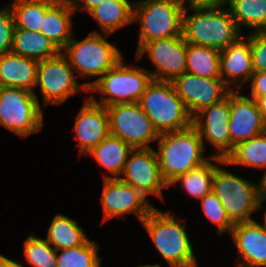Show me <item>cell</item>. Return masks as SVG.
<instances>
[{
    "label": "cell",
    "mask_w": 266,
    "mask_h": 267,
    "mask_svg": "<svg viewBox=\"0 0 266 267\" xmlns=\"http://www.w3.org/2000/svg\"><path fill=\"white\" fill-rule=\"evenodd\" d=\"M156 152L160 173L164 182L171 186L179 176L208 161L206 149L195 126L160 134Z\"/></svg>",
    "instance_id": "obj_1"
},
{
    "label": "cell",
    "mask_w": 266,
    "mask_h": 267,
    "mask_svg": "<svg viewBox=\"0 0 266 267\" xmlns=\"http://www.w3.org/2000/svg\"><path fill=\"white\" fill-rule=\"evenodd\" d=\"M190 9L192 15L188 16V8L183 13L182 35L187 43L221 51L242 36L230 9L225 5Z\"/></svg>",
    "instance_id": "obj_2"
},
{
    "label": "cell",
    "mask_w": 266,
    "mask_h": 267,
    "mask_svg": "<svg viewBox=\"0 0 266 267\" xmlns=\"http://www.w3.org/2000/svg\"><path fill=\"white\" fill-rule=\"evenodd\" d=\"M141 224L170 267H181L197 261L185 223L169 210L163 212L154 207Z\"/></svg>",
    "instance_id": "obj_3"
},
{
    "label": "cell",
    "mask_w": 266,
    "mask_h": 267,
    "mask_svg": "<svg viewBox=\"0 0 266 267\" xmlns=\"http://www.w3.org/2000/svg\"><path fill=\"white\" fill-rule=\"evenodd\" d=\"M138 103L159 134L193 124V117L172 82L152 79Z\"/></svg>",
    "instance_id": "obj_4"
},
{
    "label": "cell",
    "mask_w": 266,
    "mask_h": 267,
    "mask_svg": "<svg viewBox=\"0 0 266 267\" xmlns=\"http://www.w3.org/2000/svg\"><path fill=\"white\" fill-rule=\"evenodd\" d=\"M108 35L110 34L94 30L83 40H75L72 37L61 50L68 59L70 66L82 78L85 76H98L96 80L83 83L88 89L122 60V54L119 49L106 40L105 37Z\"/></svg>",
    "instance_id": "obj_5"
},
{
    "label": "cell",
    "mask_w": 266,
    "mask_h": 267,
    "mask_svg": "<svg viewBox=\"0 0 266 267\" xmlns=\"http://www.w3.org/2000/svg\"><path fill=\"white\" fill-rule=\"evenodd\" d=\"M184 10L180 0H140L133 9L141 26L136 53L147 42L182 35Z\"/></svg>",
    "instance_id": "obj_6"
},
{
    "label": "cell",
    "mask_w": 266,
    "mask_h": 267,
    "mask_svg": "<svg viewBox=\"0 0 266 267\" xmlns=\"http://www.w3.org/2000/svg\"><path fill=\"white\" fill-rule=\"evenodd\" d=\"M152 79L146 68L133 67V65L129 67L121 60L99 78L88 91L102 94L99 101L93 97L94 95L90 98L105 107L119 103H137Z\"/></svg>",
    "instance_id": "obj_7"
},
{
    "label": "cell",
    "mask_w": 266,
    "mask_h": 267,
    "mask_svg": "<svg viewBox=\"0 0 266 267\" xmlns=\"http://www.w3.org/2000/svg\"><path fill=\"white\" fill-rule=\"evenodd\" d=\"M212 192L220 200L233 224L252 222L253 212L263 209L258 183L217 167Z\"/></svg>",
    "instance_id": "obj_8"
},
{
    "label": "cell",
    "mask_w": 266,
    "mask_h": 267,
    "mask_svg": "<svg viewBox=\"0 0 266 267\" xmlns=\"http://www.w3.org/2000/svg\"><path fill=\"white\" fill-rule=\"evenodd\" d=\"M43 111L38 96L26 89L0 87V125L19 137L40 131Z\"/></svg>",
    "instance_id": "obj_9"
},
{
    "label": "cell",
    "mask_w": 266,
    "mask_h": 267,
    "mask_svg": "<svg viewBox=\"0 0 266 267\" xmlns=\"http://www.w3.org/2000/svg\"><path fill=\"white\" fill-rule=\"evenodd\" d=\"M76 75L62 51L54 57L39 61L36 87L40 88L43 107L62 104L82 90L88 92L84 84L79 85Z\"/></svg>",
    "instance_id": "obj_10"
},
{
    "label": "cell",
    "mask_w": 266,
    "mask_h": 267,
    "mask_svg": "<svg viewBox=\"0 0 266 267\" xmlns=\"http://www.w3.org/2000/svg\"><path fill=\"white\" fill-rule=\"evenodd\" d=\"M110 134L120 138L133 149L150 148V142L160 134L137 103H119L106 107Z\"/></svg>",
    "instance_id": "obj_11"
},
{
    "label": "cell",
    "mask_w": 266,
    "mask_h": 267,
    "mask_svg": "<svg viewBox=\"0 0 266 267\" xmlns=\"http://www.w3.org/2000/svg\"><path fill=\"white\" fill-rule=\"evenodd\" d=\"M187 42L183 35L147 42L137 53L136 60L148 54L155 66L149 71L154 80L172 82L186 72Z\"/></svg>",
    "instance_id": "obj_12"
},
{
    "label": "cell",
    "mask_w": 266,
    "mask_h": 267,
    "mask_svg": "<svg viewBox=\"0 0 266 267\" xmlns=\"http://www.w3.org/2000/svg\"><path fill=\"white\" fill-rule=\"evenodd\" d=\"M122 176L120 180L132 185L146 198L148 195H155L163 199L162 189L168 188L161 176L156 152L151 147L133 149Z\"/></svg>",
    "instance_id": "obj_13"
},
{
    "label": "cell",
    "mask_w": 266,
    "mask_h": 267,
    "mask_svg": "<svg viewBox=\"0 0 266 267\" xmlns=\"http://www.w3.org/2000/svg\"><path fill=\"white\" fill-rule=\"evenodd\" d=\"M172 84L192 117L205 107L225 99L233 91L221 78L202 77L188 72L176 77Z\"/></svg>",
    "instance_id": "obj_14"
},
{
    "label": "cell",
    "mask_w": 266,
    "mask_h": 267,
    "mask_svg": "<svg viewBox=\"0 0 266 267\" xmlns=\"http://www.w3.org/2000/svg\"><path fill=\"white\" fill-rule=\"evenodd\" d=\"M101 194L103 222L114 217L133 213L141 222L154 208L132 185L119 178H104Z\"/></svg>",
    "instance_id": "obj_15"
},
{
    "label": "cell",
    "mask_w": 266,
    "mask_h": 267,
    "mask_svg": "<svg viewBox=\"0 0 266 267\" xmlns=\"http://www.w3.org/2000/svg\"><path fill=\"white\" fill-rule=\"evenodd\" d=\"M205 119V120H203ZM229 95L193 117V125L198 130L201 140L209 142L217 150L212 157L225 159L231 153Z\"/></svg>",
    "instance_id": "obj_16"
},
{
    "label": "cell",
    "mask_w": 266,
    "mask_h": 267,
    "mask_svg": "<svg viewBox=\"0 0 266 267\" xmlns=\"http://www.w3.org/2000/svg\"><path fill=\"white\" fill-rule=\"evenodd\" d=\"M238 92L233 89L229 94L231 152L238 143L266 131V122L255 99Z\"/></svg>",
    "instance_id": "obj_17"
},
{
    "label": "cell",
    "mask_w": 266,
    "mask_h": 267,
    "mask_svg": "<svg viewBox=\"0 0 266 267\" xmlns=\"http://www.w3.org/2000/svg\"><path fill=\"white\" fill-rule=\"evenodd\" d=\"M84 102L73 127L74 139L78 141L75 147L79 148L80 154H87L110 134L107 108L90 97Z\"/></svg>",
    "instance_id": "obj_18"
},
{
    "label": "cell",
    "mask_w": 266,
    "mask_h": 267,
    "mask_svg": "<svg viewBox=\"0 0 266 267\" xmlns=\"http://www.w3.org/2000/svg\"><path fill=\"white\" fill-rule=\"evenodd\" d=\"M231 237L239 253L238 267H266V226L257 221L234 224Z\"/></svg>",
    "instance_id": "obj_19"
},
{
    "label": "cell",
    "mask_w": 266,
    "mask_h": 267,
    "mask_svg": "<svg viewBox=\"0 0 266 267\" xmlns=\"http://www.w3.org/2000/svg\"><path fill=\"white\" fill-rule=\"evenodd\" d=\"M253 73L249 33L220 51V78L232 90V87L238 88L249 82Z\"/></svg>",
    "instance_id": "obj_20"
},
{
    "label": "cell",
    "mask_w": 266,
    "mask_h": 267,
    "mask_svg": "<svg viewBox=\"0 0 266 267\" xmlns=\"http://www.w3.org/2000/svg\"><path fill=\"white\" fill-rule=\"evenodd\" d=\"M39 62L12 52L0 55V87L35 92Z\"/></svg>",
    "instance_id": "obj_21"
},
{
    "label": "cell",
    "mask_w": 266,
    "mask_h": 267,
    "mask_svg": "<svg viewBox=\"0 0 266 267\" xmlns=\"http://www.w3.org/2000/svg\"><path fill=\"white\" fill-rule=\"evenodd\" d=\"M75 13L71 1L57 0L46 11L39 32L62 50L74 34L72 17Z\"/></svg>",
    "instance_id": "obj_22"
},
{
    "label": "cell",
    "mask_w": 266,
    "mask_h": 267,
    "mask_svg": "<svg viewBox=\"0 0 266 267\" xmlns=\"http://www.w3.org/2000/svg\"><path fill=\"white\" fill-rule=\"evenodd\" d=\"M133 148L120 138L109 134L98 145L92 148L87 154L94 157L98 164L107 169L111 176L104 175V178H120L125 163Z\"/></svg>",
    "instance_id": "obj_23"
},
{
    "label": "cell",
    "mask_w": 266,
    "mask_h": 267,
    "mask_svg": "<svg viewBox=\"0 0 266 267\" xmlns=\"http://www.w3.org/2000/svg\"><path fill=\"white\" fill-rule=\"evenodd\" d=\"M11 52L39 62L58 55L61 49L40 32L15 27Z\"/></svg>",
    "instance_id": "obj_24"
},
{
    "label": "cell",
    "mask_w": 266,
    "mask_h": 267,
    "mask_svg": "<svg viewBox=\"0 0 266 267\" xmlns=\"http://www.w3.org/2000/svg\"><path fill=\"white\" fill-rule=\"evenodd\" d=\"M209 157L222 165H243L266 170V131L238 143L225 159Z\"/></svg>",
    "instance_id": "obj_25"
},
{
    "label": "cell",
    "mask_w": 266,
    "mask_h": 267,
    "mask_svg": "<svg viewBox=\"0 0 266 267\" xmlns=\"http://www.w3.org/2000/svg\"><path fill=\"white\" fill-rule=\"evenodd\" d=\"M57 251L83 245L89 238L75 219L56 214L45 238Z\"/></svg>",
    "instance_id": "obj_26"
},
{
    "label": "cell",
    "mask_w": 266,
    "mask_h": 267,
    "mask_svg": "<svg viewBox=\"0 0 266 267\" xmlns=\"http://www.w3.org/2000/svg\"><path fill=\"white\" fill-rule=\"evenodd\" d=\"M88 14L97 21L104 34H111L133 23V10L127 4L117 0H103Z\"/></svg>",
    "instance_id": "obj_27"
},
{
    "label": "cell",
    "mask_w": 266,
    "mask_h": 267,
    "mask_svg": "<svg viewBox=\"0 0 266 267\" xmlns=\"http://www.w3.org/2000/svg\"><path fill=\"white\" fill-rule=\"evenodd\" d=\"M186 72L208 78H220V51L187 43Z\"/></svg>",
    "instance_id": "obj_28"
},
{
    "label": "cell",
    "mask_w": 266,
    "mask_h": 267,
    "mask_svg": "<svg viewBox=\"0 0 266 267\" xmlns=\"http://www.w3.org/2000/svg\"><path fill=\"white\" fill-rule=\"evenodd\" d=\"M57 0H13L9 3L16 28L40 31L46 11Z\"/></svg>",
    "instance_id": "obj_29"
},
{
    "label": "cell",
    "mask_w": 266,
    "mask_h": 267,
    "mask_svg": "<svg viewBox=\"0 0 266 267\" xmlns=\"http://www.w3.org/2000/svg\"><path fill=\"white\" fill-rule=\"evenodd\" d=\"M226 4L240 31L243 26L266 31V0H227Z\"/></svg>",
    "instance_id": "obj_30"
},
{
    "label": "cell",
    "mask_w": 266,
    "mask_h": 267,
    "mask_svg": "<svg viewBox=\"0 0 266 267\" xmlns=\"http://www.w3.org/2000/svg\"><path fill=\"white\" fill-rule=\"evenodd\" d=\"M218 164L209 160L204 164L193 168L189 172L179 176L171 185L180 183L182 188L195 199H202L212 192L213 178Z\"/></svg>",
    "instance_id": "obj_31"
},
{
    "label": "cell",
    "mask_w": 266,
    "mask_h": 267,
    "mask_svg": "<svg viewBox=\"0 0 266 267\" xmlns=\"http://www.w3.org/2000/svg\"><path fill=\"white\" fill-rule=\"evenodd\" d=\"M98 246L95 241L88 239L81 246L58 250L57 267H101Z\"/></svg>",
    "instance_id": "obj_32"
},
{
    "label": "cell",
    "mask_w": 266,
    "mask_h": 267,
    "mask_svg": "<svg viewBox=\"0 0 266 267\" xmlns=\"http://www.w3.org/2000/svg\"><path fill=\"white\" fill-rule=\"evenodd\" d=\"M23 248L26 261L32 267H57V250L46 239L30 235Z\"/></svg>",
    "instance_id": "obj_33"
},
{
    "label": "cell",
    "mask_w": 266,
    "mask_h": 267,
    "mask_svg": "<svg viewBox=\"0 0 266 267\" xmlns=\"http://www.w3.org/2000/svg\"><path fill=\"white\" fill-rule=\"evenodd\" d=\"M201 201V208L206 217L218 226L217 235L220 236L225 232L231 233L234 226L230 218L228 217L226 210L222 206L217 196L210 192L206 194Z\"/></svg>",
    "instance_id": "obj_34"
},
{
    "label": "cell",
    "mask_w": 266,
    "mask_h": 267,
    "mask_svg": "<svg viewBox=\"0 0 266 267\" xmlns=\"http://www.w3.org/2000/svg\"><path fill=\"white\" fill-rule=\"evenodd\" d=\"M14 28V16L9 5L0 8V55L11 52Z\"/></svg>",
    "instance_id": "obj_35"
},
{
    "label": "cell",
    "mask_w": 266,
    "mask_h": 267,
    "mask_svg": "<svg viewBox=\"0 0 266 267\" xmlns=\"http://www.w3.org/2000/svg\"><path fill=\"white\" fill-rule=\"evenodd\" d=\"M250 50L254 72L266 71V31L250 33Z\"/></svg>",
    "instance_id": "obj_36"
},
{
    "label": "cell",
    "mask_w": 266,
    "mask_h": 267,
    "mask_svg": "<svg viewBox=\"0 0 266 267\" xmlns=\"http://www.w3.org/2000/svg\"><path fill=\"white\" fill-rule=\"evenodd\" d=\"M249 82H251V94L248 97L256 99L266 94V71L254 72Z\"/></svg>",
    "instance_id": "obj_37"
},
{
    "label": "cell",
    "mask_w": 266,
    "mask_h": 267,
    "mask_svg": "<svg viewBox=\"0 0 266 267\" xmlns=\"http://www.w3.org/2000/svg\"><path fill=\"white\" fill-rule=\"evenodd\" d=\"M186 9V1L189 4L190 8H203V7H219L224 6L227 3V0H180Z\"/></svg>",
    "instance_id": "obj_38"
},
{
    "label": "cell",
    "mask_w": 266,
    "mask_h": 267,
    "mask_svg": "<svg viewBox=\"0 0 266 267\" xmlns=\"http://www.w3.org/2000/svg\"><path fill=\"white\" fill-rule=\"evenodd\" d=\"M103 0H72L71 3L73 5V9L84 10L89 13L93 8L98 6ZM84 3V4H83Z\"/></svg>",
    "instance_id": "obj_39"
},
{
    "label": "cell",
    "mask_w": 266,
    "mask_h": 267,
    "mask_svg": "<svg viewBox=\"0 0 266 267\" xmlns=\"http://www.w3.org/2000/svg\"><path fill=\"white\" fill-rule=\"evenodd\" d=\"M258 187H259V195L261 202H264L266 200V170L264 171L263 176H261Z\"/></svg>",
    "instance_id": "obj_40"
},
{
    "label": "cell",
    "mask_w": 266,
    "mask_h": 267,
    "mask_svg": "<svg viewBox=\"0 0 266 267\" xmlns=\"http://www.w3.org/2000/svg\"><path fill=\"white\" fill-rule=\"evenodd\" d=\"M257 105H258V108L262 114V117L263 119L265 120L266 122V94L265 95H262V96H258L256 99H255Z\"/></svg>",
    "instance_id": "obj_41"
},
{
    "label": "cell",
    "mask_w": 266,
    "mask_h": 267,
    "mask_svg": "<svg viewBox=\"0 0 266 267\" xmlns=\"http://www.w3.org/2000/svg\"><path fill=\"white\" fill-rule=\"evenodd\" d=\"M0 267H23V265L0 254Z\"/></svg>",
    "instance_id": "obj_42"
},
{
    "label": "cell",
    "mask_w": 266,
    "mask_h": 267,
    "mask_svg": "<svg viewBox=\"0 0 266 267\" xmlns=\"http://www.w3.org/2000/svg\"><path fill=\"white\" fill-rule=\"evenodd\" d=\"M117 1H120V2H123V3L127 4L132 10L140 2V1H136V2L131 3V2H129V0H117Z\"/></svg>",
    "instance_id": "obj_43"
},
{
    "label": "cell",
    "mask_w": 266,
    "mask_h": 267,
    "mask_svg": "<svg viewBox=\"0 0 266 267\" xmlns=\"http://www.w3.org/2000/svg\"><path fill=\"white\" fill-rule=\"evenodd\" d=\"M137 267H161L160 264H153V265H138Z\"/></svg>",
    "instance_id": "obj_44"
},
{
    "label": "cell",
    "mask_w": 266,
    "mask_h": 267,
    "mask_svg": "<svg viewBox=\"0 0 266 267\" xmlns=\"http://www.w3.org/2000/svg\"><path fill=\"white\" fill-rule=\"evenodd\" d=\"M181 267H199V266H198V263L196 261L194 263H191V264H188V265H184V266H181Z\"/></svg>",
    "instance_id": "obj_45"
},
{
    "label": "cell",
    "mask_w": 266,
    "mask_h": 267,
    "mask_svg": "<svg viewBox=\"0 0 266 267\" xmlns=\"http://www.w3.org/2000/svg\"><path fill=\"white\" fill-rule=\"evenodd\" d=\"M263 216H264V218H263L264 219V224L266 226V211L264 212V215Z\"/></svg>",
    "instance_id": "obj_46"
}]
</instances>
